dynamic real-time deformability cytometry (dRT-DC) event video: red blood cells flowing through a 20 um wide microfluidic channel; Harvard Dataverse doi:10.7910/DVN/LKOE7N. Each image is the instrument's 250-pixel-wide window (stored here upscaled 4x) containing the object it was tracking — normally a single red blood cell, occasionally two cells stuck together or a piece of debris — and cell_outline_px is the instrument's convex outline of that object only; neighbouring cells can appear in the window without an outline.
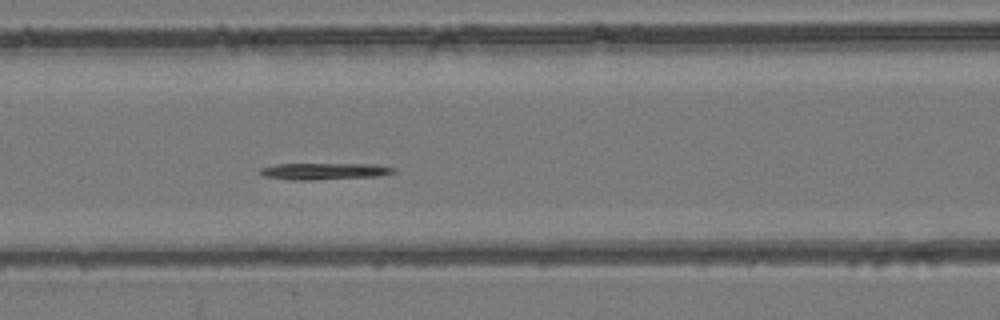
{"species": "common noctule bat (a hibernating species)", "species_latin": "Nyctalus noctula", "temperature_condition": "room temperature", "stored_images_in_passage": 12, "camera_frame_rate_fps": 3000, "um_per_image_px": 0.085, "animal": {"sex": "female", "body_mass_g": 24.6, "forearm_length_mm": 56.2}, "frame": {"image": 1, "passage_image": 10, "time_ms": 3.0, "image_size_px": [1000, 320], "cell_outline_px": [[396, 172], [380, 176], [312, 180], [292, 180], [264, 176], [256, 172], [260, 168], [276, 164], [376, 164], [396, 168]], "centroid_in_image_um": [27.56, 14.55], "position_along_channel_um": 139.0, "area_um2": 13.06}}